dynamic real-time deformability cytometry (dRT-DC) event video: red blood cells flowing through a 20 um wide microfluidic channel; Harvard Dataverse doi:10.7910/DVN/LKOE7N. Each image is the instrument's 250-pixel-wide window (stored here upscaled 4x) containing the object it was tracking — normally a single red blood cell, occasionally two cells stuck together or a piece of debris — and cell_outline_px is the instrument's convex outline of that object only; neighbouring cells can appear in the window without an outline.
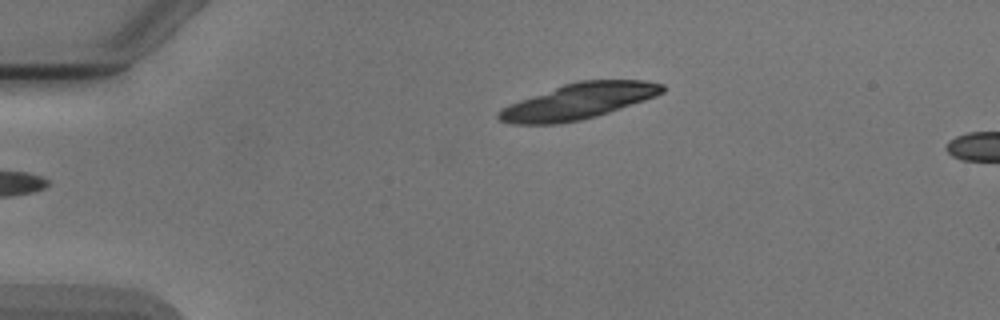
{"species": "Egyptian fruit bat (a non-hibernating species)", "species_latin": "Rousettus aegyptiacus", "temperature_condition": "cold", "stored_images_in_passage": 2, "camera_frame_rate_fps": 3000, "um_per_image_px": 0.085, "animal": {"sex": "male"}, "frame": {"image": 1, "passage_image": 1, "time_ms": 0.0, "image_size_px": [1000, 320], "cell_outline_px": [[664, 92], [656, 96], [596, 116], [580, 120], [552, 124], [512, 124], [500, 120], [496, 116], [496, 112], [500, 108], [508, 104], [564, 84], [576, 80], [644, 80], [664, 84]], "centroid_in_image_um": [49.14, 8.6], "position_along_channel_um": 35.9, "area_um2": 33.93}}